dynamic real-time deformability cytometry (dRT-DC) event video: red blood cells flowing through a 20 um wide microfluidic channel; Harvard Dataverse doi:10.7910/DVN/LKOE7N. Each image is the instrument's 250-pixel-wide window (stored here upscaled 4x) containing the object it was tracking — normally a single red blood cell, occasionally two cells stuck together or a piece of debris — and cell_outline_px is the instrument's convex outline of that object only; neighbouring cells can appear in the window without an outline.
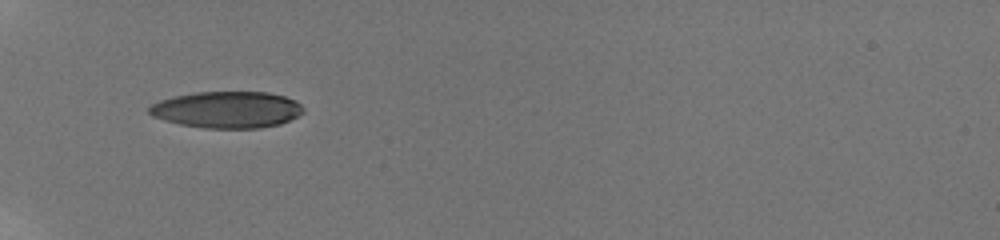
{"species": "human", "species_latin": "Homo sapiens", "temperature_condition": "room temperature", "stored_images_in_passage": 2, "camera_frame_rate_fps": 3000, "um_per_image_px": 0.085, "donor": {"sex": "male"}, "frame": {"image": 1, "passage_image": 1, "time_ms": 0.0, "image_size_px": [1000, 240], "cell_outline_px": [[304, 112], [280, 124], [260, 128], [204, 128], [180, 124], [164, 120], [152, 116], [148, 112], [148, 108], [152, 104], [160, 100], [172, 96], [196, 92], [268, 92], [284, 96], [296, 100], [304, 108]], "centroid_in_image_um": [19.29, 9.32], "position_along_channel_um": 65.7, "area_um2": 32.95}}